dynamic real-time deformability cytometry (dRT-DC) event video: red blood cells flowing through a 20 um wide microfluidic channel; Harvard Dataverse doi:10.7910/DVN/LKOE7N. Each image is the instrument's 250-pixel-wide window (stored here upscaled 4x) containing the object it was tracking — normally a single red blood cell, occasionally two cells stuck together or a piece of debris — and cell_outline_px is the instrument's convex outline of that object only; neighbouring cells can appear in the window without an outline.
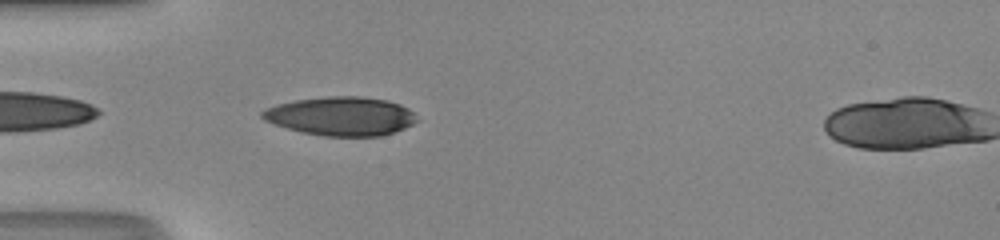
{"species": "human", "species_latin": "Homo sapiens", "temperature_condition": "room temperature", "stored_images_in_passage": 36, "camera_frame_rate_fps": 3000, "um_per_image_px": 0.085, "donor": {"sex": "male"}, "frame": {"image": 1, "passage_image": 2, "time_ms": 0.333, "image_size_px": [1000, 240], "cell_outline_px": [[416, 120], [412, 124], [404, 128], [380, 136], [324, 136], [304, 132], [288, 128], [264, 120], [260, 116], [260, 112], [276, 104], [296, 100], [328, 96], [360, 96], [388, 100], [400, 104], [408, 108], [412, 112]], "centroid_in_image_um": [28.97, 9.86], "position_along_channel_um": 56.0, "area_um2": 34.62}}
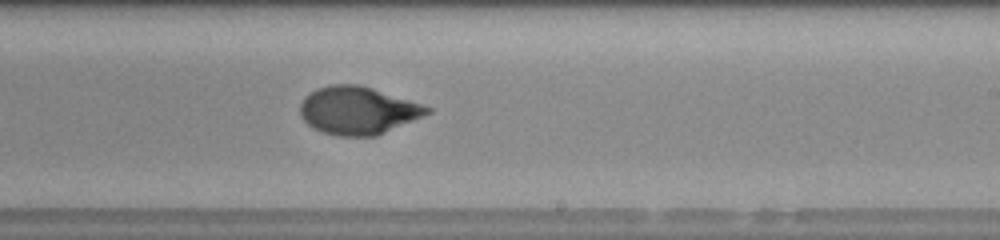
{"frame": {"image": 2, "passage_image": 17, "time_ms": 5.333, "image_size_px": [1000, 240], "cell_outline_px": [[432, 112], [376, 136], [340, 136], [324, 132], [312, 128], [300, 116], [300, 104], [304, 96], [316, 88], [332, 84], [356, 84], [372, 88], [432, 108]], "centroid_in_image_um": [30.37, 9.39], "position_along_channel_um": 258.6, "area_um2": 35.08}}
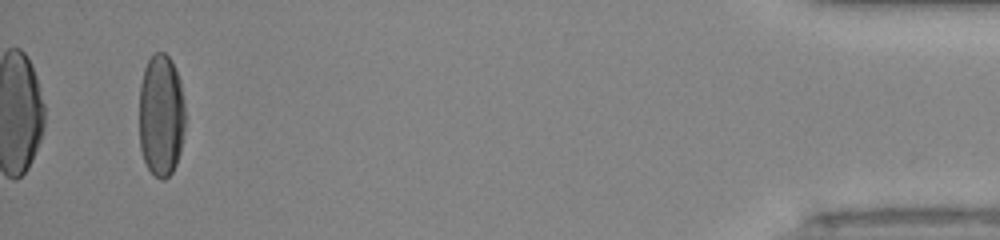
{"frame": {"image": 3, "passage_image": 34, "time_ms": 11.0, "image_size_px": [1000, 240], "cell_outline_px": [[184, 128], [180, 152], [176, 164], [172, 172], [164, 180], [160, 180], [148, 168], [144, 160], [140, 148], [140, 84], [144, 68], [152, 52], [164, 52], [168, 56], [180, 80], [184, 100]], "centroid_in_image_um": [13.69, 9.8], "position_along_channel_um": 421.5, "area_um2": 32.89}, "authors_computed_cell_mechanics": {"area_um2": 34.7667, "velocity_mm_per_s": 4.2357, "shape_relaxation_time_tau1_ms": 4.6686, "shape_relaxation_time_tau2_ms": 0.8359, "deformation_change_tau1": 0.2121, "deformation_change_tau2": 0.0485}}